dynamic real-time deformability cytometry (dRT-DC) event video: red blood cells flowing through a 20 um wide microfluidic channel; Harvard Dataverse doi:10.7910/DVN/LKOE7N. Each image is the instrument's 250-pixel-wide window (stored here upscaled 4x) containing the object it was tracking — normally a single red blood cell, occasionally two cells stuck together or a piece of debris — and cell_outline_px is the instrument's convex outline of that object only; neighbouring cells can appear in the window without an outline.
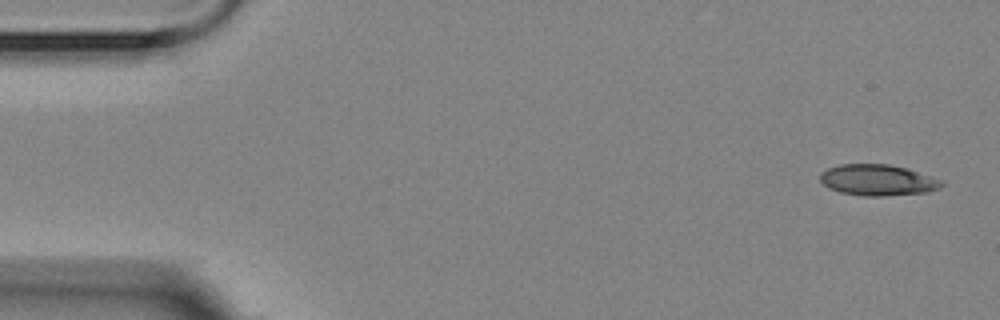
{"species": "Egyptian fruit bat (a non-hibernating species)", "species_latin": "Rousettus aegyptiacus", "temperature_condition": "room temperature", "stored_images_in_passage": 5, "camera_frame_rate_fps": 3000, "um_per_image_px": 0.085, "animal": {"sex": "female"}, "frame": {"image": 1, "passage_image": 1, "time_ms": 0.0, "image_size_px": [1000, 320], "cell_outline_px": [[944, 184], [940, 188], [928, 192], [880, 196], [864, 196], [840, 192], [828, 188], [820, 180], [820, 172], [828, 168], [840, 164], [888, 164], [908, 168], [944, 180]], "centroid_in_image_um": [74.63, 15.3], "position_along_channel_um": 10.4, "area_um2": 22.2}}
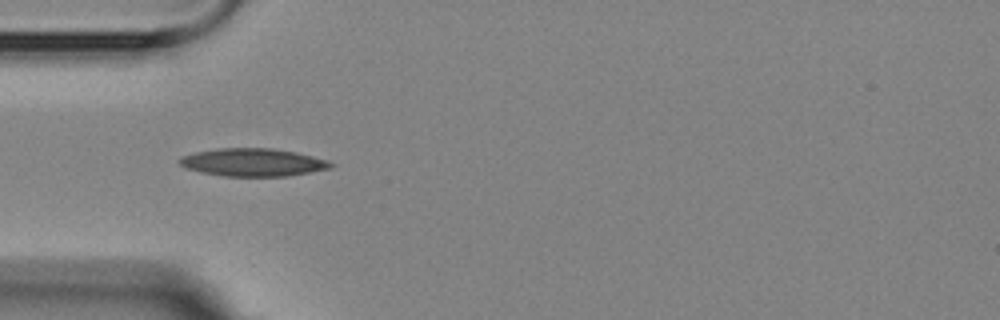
{"frame": {"image": 2, "passage_image": 4, "time_ms": 4.667, "image_size_px": [1000, 320], "cell_outline_px": [[336, 164], [332, 168], [288, 176], [224, 176], [200, 172], [184, 168], [176, 160], [180, 156], [196, 152], [220, 148], [272, 148], [296, 152], [328, 160]], "centroid_in_image_um": [21.49, 13.8], "position_along_channel_um": 63.5, "area_um2": 24.74}}
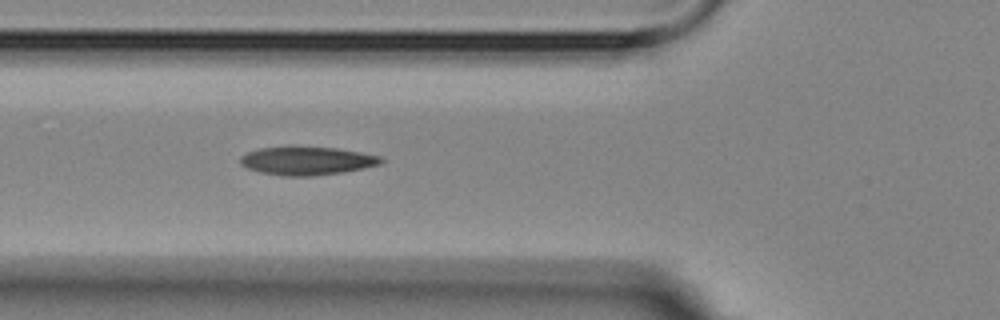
{"frame": {"image": 3, "passage_image": 5, "time_ms": 5.667, "image_size_px": [1000, 320], "cell_outline_px": [[384, 160], [380, 164], [364, 168], [344, 172], [312, 176], [284, 176], [260, 172], [248, 168], [240, 164], [240, 156], [248, 152], [260, 148], [292, 144], [336, 148], [360, 152], [380, 156]], "centroid_in_image_um": [26.06, 13.63], "position_along_channel_um": 99.7, "area_um2": 23.87}}